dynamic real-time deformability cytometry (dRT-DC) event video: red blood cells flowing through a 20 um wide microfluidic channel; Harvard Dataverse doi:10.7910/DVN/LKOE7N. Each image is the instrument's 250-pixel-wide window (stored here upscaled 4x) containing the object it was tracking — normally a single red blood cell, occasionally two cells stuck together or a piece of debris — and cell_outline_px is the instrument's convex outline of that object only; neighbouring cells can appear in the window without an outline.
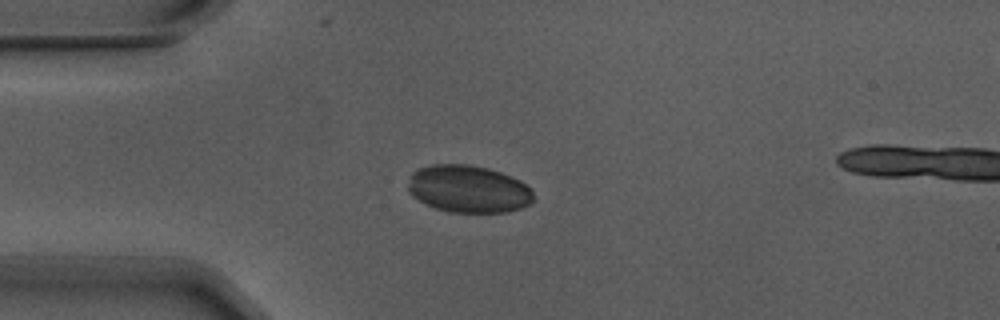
{"species": "Egyptian fruit bat (a non-hibernating species)", "species_latin": "Rousettus aegyptiacus", "temperature_condition": "warm", "stored_images_in_passage": 3, "camera_frame_rate_fps": 3000, "um_per_image_px": 0.085, "animal": {"sex": "male"}, "frame": {"image": 1, "passage_image": 1, "time_ms": 0.0, "image_size_px": [1000, 320], "cell_outline_px": [[536, 200], [532, 204], [508, 212], [448, 212], [424, 204], [412, 196], [408, 192], [408, 176], [412, 172], [420, 168], [432, 164], [468, 164], [488, 168], [500, 172], [520, 180], [532, 188]], "centroid_in_image_um": [39.83, 16.07], "position_along_channel_um": 45.2, "area_um2": 35.2}}
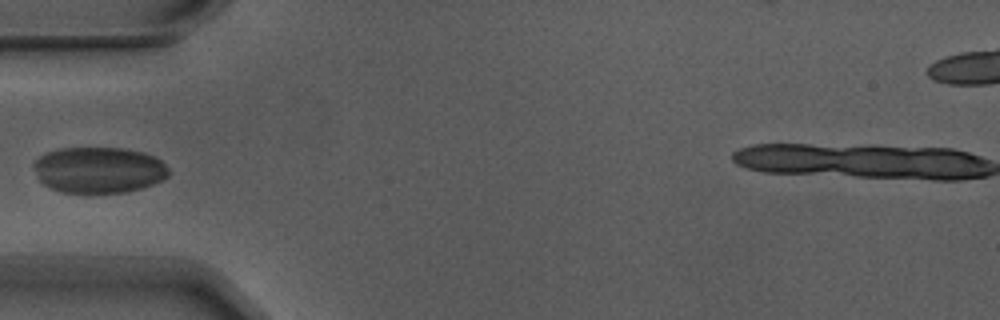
{"frame": {"image": 2, "passage_image": 2, "time_ms": 0.333, "image_size_px": [1000, 320], "cell_outline_px": [[168, 176], [164, 180], [140, 188], [124, 192], [60, 192], [44, 184], [36, 176], [32, 164], [40, 156], [48, 152], [60, 148], [124, 148], [144, 152], [160, 160], [168, 168]], "centroid_in_image_um": [8.38, 14.44], "position_along_channel_um": 76.6, "area_um2": 36.07}}